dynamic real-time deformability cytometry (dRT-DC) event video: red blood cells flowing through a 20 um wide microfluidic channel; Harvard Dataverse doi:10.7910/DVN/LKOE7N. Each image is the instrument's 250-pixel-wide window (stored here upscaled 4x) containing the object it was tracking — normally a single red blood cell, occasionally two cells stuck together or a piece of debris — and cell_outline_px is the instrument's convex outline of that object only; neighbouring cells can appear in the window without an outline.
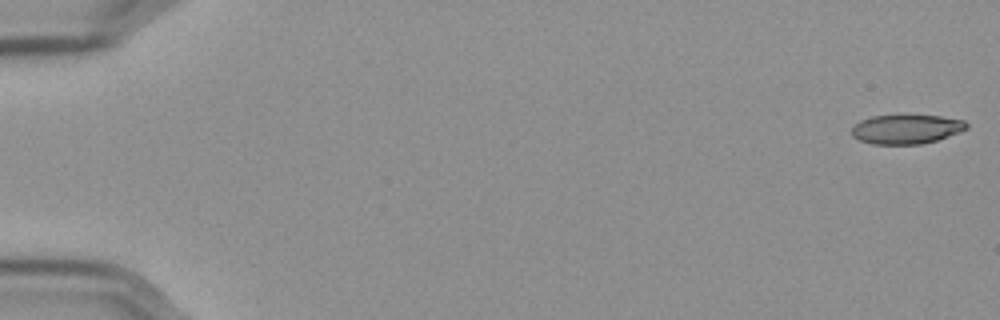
{"species": "Egyptian fruit bat (a non-hibernating species)", "species_latin": "Rousettus aegyptiacus", "temperature_condition": "cold", "stored_images_in_passage": 57, "camera_frame_rate_fps": 3000, "um_per_image_px": 0.085, "frame": {"image": 1, "passage_image": 1, "time_ms": 0.0, "image_size_px": [1000, 320], "cell_outline_px": [[968, 128], [960, 132], [936, 140], [920, 144], [872, 144], [860, 140], [852, 136], [852, 128], [860, 120], [872, 116], [904, 112], [940, 116], [964, 120], [968, 124]], "centroid_in_image_um": [77.04, 10.92], "position_along_channel_um": 8.0, "area_um2": 20.35}}
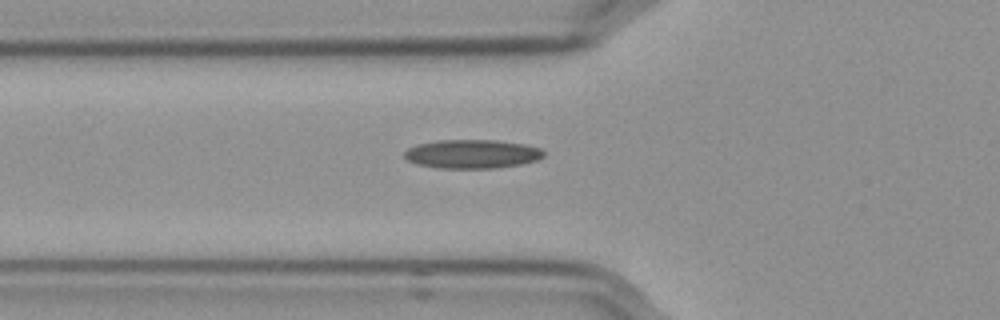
{"frame": {"image": 2, "passage_image": 21, "time_ms": 6.667, "image_size_px": [1000, 320], "cell_outline_px": [[544, 156], [536, 160], [520, 164], [492, 168], [436, 168], [416, 164], [408, 160], [404, 156], [404, 152], [408, 148], [416, 144], [436, 140], [496, 140], [524, 144], [540, 148], [544, 152]], "centroid_in_image_um": [40.09, 13.08], "position_along_channel_um": 85.7, "area_um2": 23.41}}
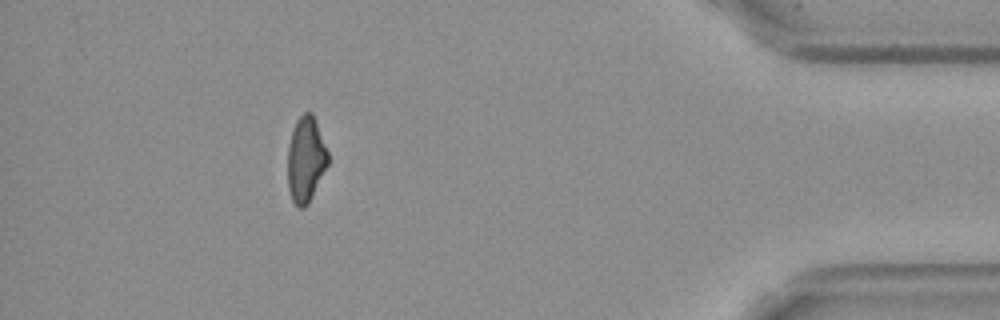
{"frame": {"image": 3, "passage_image": 52, "time_ms": 17.0, "image_size_px": [1000, 320], "cell_outline_px": [[328, 164], [308, 204], [304, 208], [300, 208], [292, 200], [288, 188], [288, 144], [296, 120], [304, 112], [312, 112], [316, 120], [328, 152]], "centroid_in_image_um": [25.99, 13.53], "position_along_channel_um": 409.2, "area_um2": 20.0}, "authors_computed_cell_mechanics": {"area_um2": 21.5594, "velocity_mm_per_s": 3.5775, "shape_relaxation_time_tau1_ms": null, "shape_relaxation_time_tau2_ms": 6.2462, "deformation_change_tau1": null, "deformation_change_tau2": 0.1464}}